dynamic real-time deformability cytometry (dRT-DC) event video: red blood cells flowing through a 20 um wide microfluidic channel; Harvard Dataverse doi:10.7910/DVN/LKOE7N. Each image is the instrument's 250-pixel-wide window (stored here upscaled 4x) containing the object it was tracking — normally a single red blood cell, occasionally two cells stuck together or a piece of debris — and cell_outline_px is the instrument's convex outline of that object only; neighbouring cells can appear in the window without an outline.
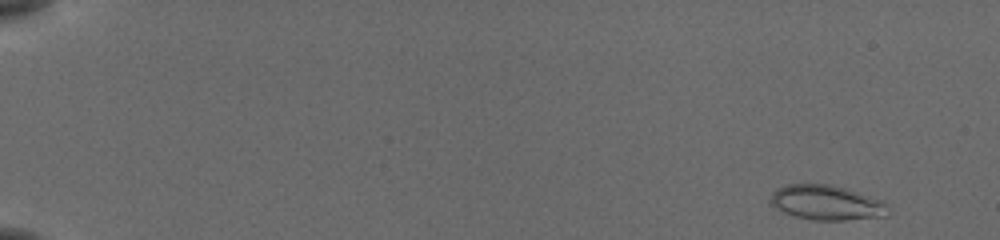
{"species": "common noctule bat (a hibernating species)", "species_latin": "Nyctalus noctula", "temperature_condition": "cold", "stored_images_in_passage": 53, "camera_frame_rate_fps": 3000, "um_per_image_px": 0.085, "animal": {"sex": "female", "body_mass_g": 19.5, "forearm_length_mm": 54.1}, "frame": {"image": 1, "passage_image": 2, "time_ms": 0.333, "image_size_px": [1000, 240], "cell_outline_px": [[888, 204], [884, 216], [844, 220], [812, 220], [796, 216], [784, 212], [772, 204], [768, 200], [772, 192], [776, 188], [788, 184], [828, 184], [844, 188], [884, 200]], "centroid_in_image_um": [70.23, 17.21], "position_along_channel_um": 14.8, "area_um2": 23.7}}
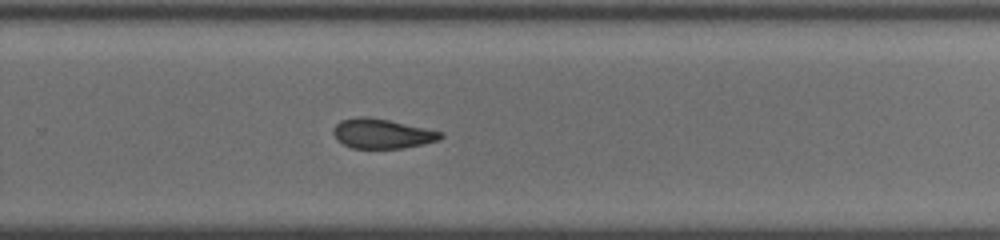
{"frame": {"image": 2, "passage_image": 37, "time_ms": 12.0, "image_size_px": [1000, 240], "cell_outline_px": [[444, 136], [440, 140], [424, 144], [404, 148], [352, 148], [336, 140], [332, 132], [332, 128], [340, 120], [360, 116], [368, 116], [388, 120], [444, 132]], "centroid_in_image_um": [32.47, 11.36], "position_along_channel_um": 297.3, "area_um2": 18.73}}
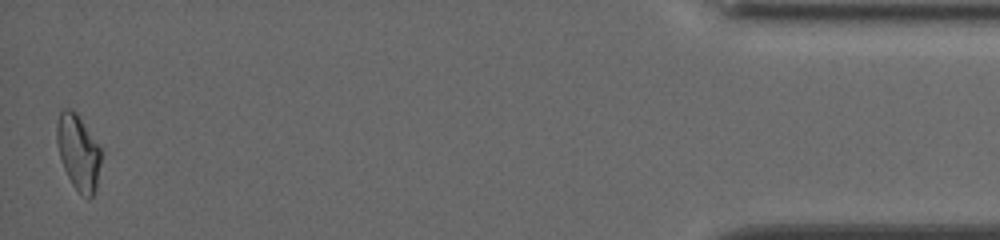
{"frame": {"image": 3, "passage_image": 53, "time_ms": 17.333, "image_size_px": [1000, 240], "cell_outline_px": [[100, 164], [96, 188], [92, 196], [88, 200], [72, 184], [64, 168], [60, 156], [56, 140], [56, 124], [60, 112], [64, 108], [72, 108], [76, 112], [100, 148]], "centroid_in_image_um": [6.63, 12.92], "position_along_channel_um": 428.6, "area_um2": 19.13}, "authors_computed_cell_mechanics": {"area_um2": 19.363, "velocity_mm_per_s": 3.8308, "shape_relaxation_time_tau1_ms": null, "shape_relaxation_time_tau2_ms": 4.1634, "deformation_change_tau1": null, "deformation_change_tau2": 0.0964}}